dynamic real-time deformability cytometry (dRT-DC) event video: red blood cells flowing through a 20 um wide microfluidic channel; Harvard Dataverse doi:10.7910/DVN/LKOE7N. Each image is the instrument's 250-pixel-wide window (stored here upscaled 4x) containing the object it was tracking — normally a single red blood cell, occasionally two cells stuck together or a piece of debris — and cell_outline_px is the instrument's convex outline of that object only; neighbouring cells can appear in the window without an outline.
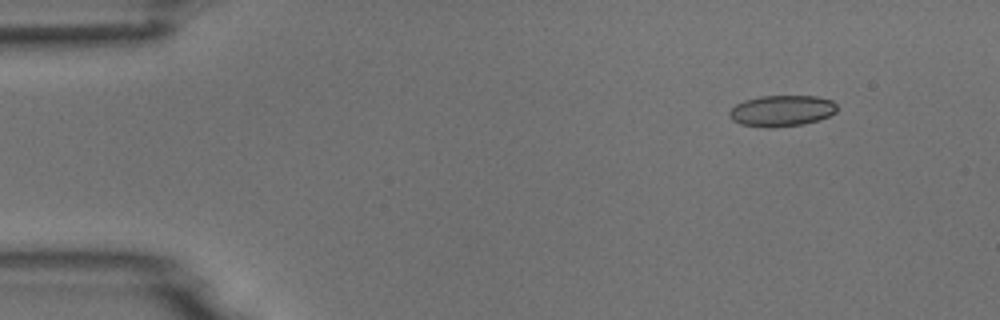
{"species": "common noctule bat (a hibernating species)", "species_latin": "Nyctalus noctula", "temperature_condition": "room temperature", "stored_images_in_passage": 8, "camera_frame_rate_fps": 3000, "um_per_image_px": 0.085, "animal": {"sex": "male", "body_mass_g": 18.8}, "frame": {"image": 1, "passage_image": 1, "time_ms": 0.0, "image_size_px": [1000, 320], "cell_outline_px": [[836, 112], [820, 120], [804, 124], [772, 128], [768, 128], [740, 124], [732, 120], [728, 116], [728, 112], [736, 104], [744, 100], [760, 96], [816, 96], [832, 100], [836, 104]], "centroid_in_image_um": [66.43, 9.42], "position_along_channel_um": 18.6, "area_um2": 19.71}}
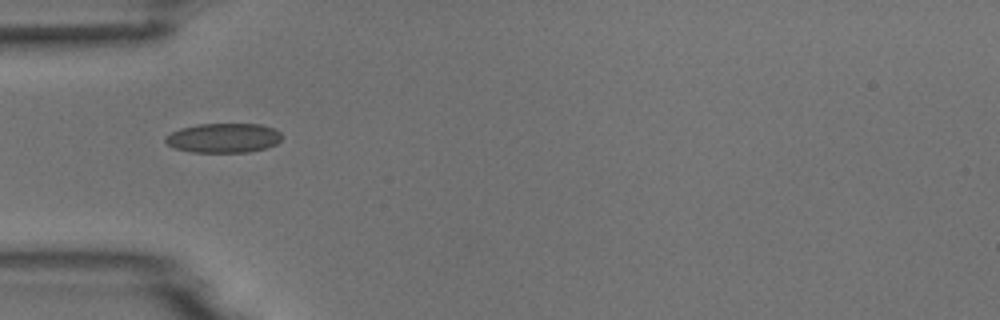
{"frame": {"image": 2, "passage_image": 4, "time_ms": 3.667, "image_size_px": [1000, 320], "cell_outline_px": [[280, 140], [276, 144], [264, 148], [248, 152], [192, 152], [176, 148], [168, 144], [164, 140], [164, 136], [180, 128], [200, 124], [260, 124], [272, 128], [280, 132]], "centroid_in_image_um": [18.97, 11.72], "position_along_channel_um": 66.0, "area_um2": 19.83}}